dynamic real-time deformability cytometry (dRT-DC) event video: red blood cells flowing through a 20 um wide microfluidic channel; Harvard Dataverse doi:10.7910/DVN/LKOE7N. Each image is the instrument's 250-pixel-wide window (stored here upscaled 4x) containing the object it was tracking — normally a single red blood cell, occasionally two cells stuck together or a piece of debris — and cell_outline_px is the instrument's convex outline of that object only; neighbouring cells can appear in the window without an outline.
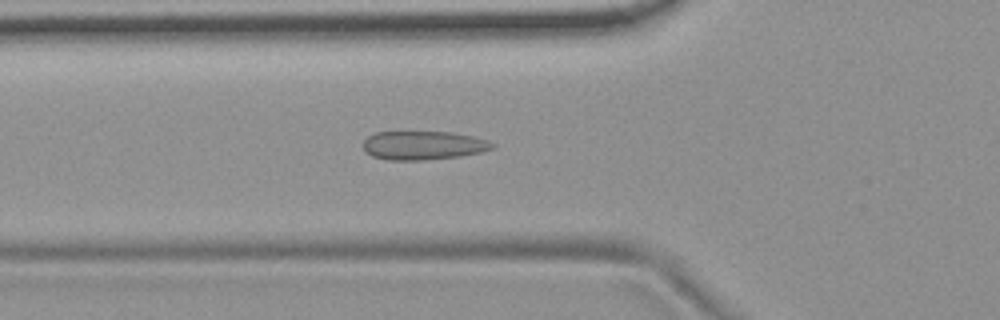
{"species": "common noctule bat (a hibernating species)", "species_latin": "Nyctalus noctula", "temperature_condition": "room temperature", "stored_images_in_passage": 51, "camera_frame_rate_fps": 3000, "um_per_image_px": 0.085, "animal": {"sex": "female", "body_mass_g": 19.9}, "frame": {"image": 1, "passage_image": 16, "time_ms": 5.0, "image_size_px": [1000, 320], "cell_outline_px": [[496, 148], [480, 152], [460, 156], [424, 160], [388, 160], [372, 156], [364, 152], [364, 140], [368, 136], [376, 132], [452, 132], [472, 136], [488, 140], [496, 144]], "centroid_in_image_um": [35.99, 12.36], "position_along_channel_um": 89.8, "area_um2": 21.73}}
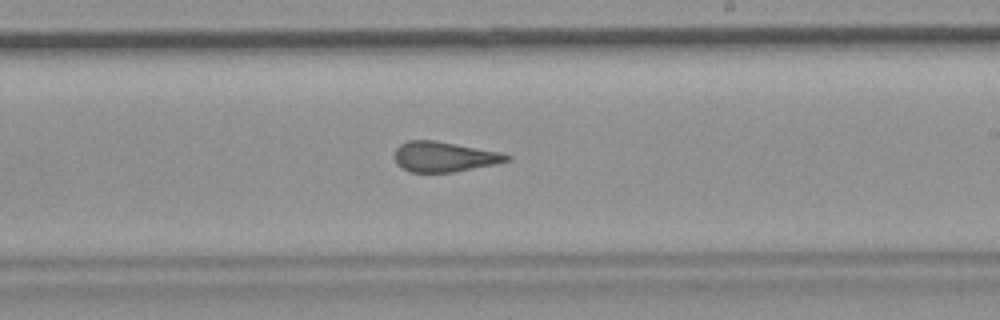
{"frame": {"image": 2, "passage_image": 29, "time_ms": 9.333, "image_size_px": [1000, 320], "cell_outline_px": [[512, 160], [500, 164], [452, 172], [412, 172], [396, 164], [396, 148], [400, 144], [408, 140], [436, 140], [500, 152], [512, 156]], "centroid_in_image_um": [37.82, 13.32], "position_along_channel_um": 251.2, "area_um2": 19.83}}
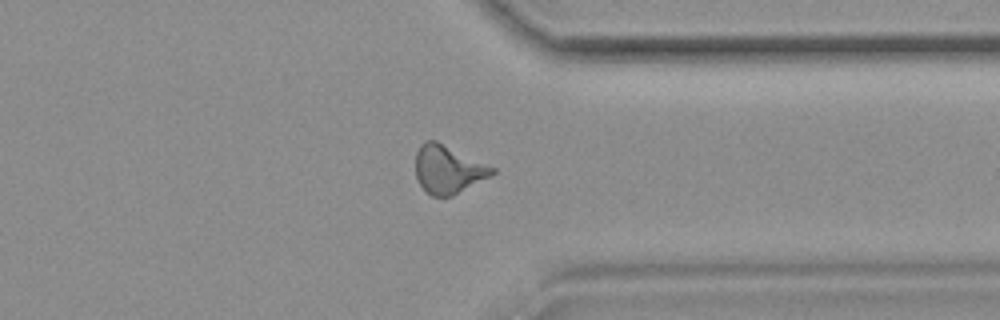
{"frame": {"image": 3, "passage_image": 39, "time_ms": 12.667, "image_size_px": [1000, 320], "cell_outline_px": [[496, 172], [492, 176], [452, 196], [432, 196], [420, 184], [416, 176], [416, 152], [420, 144], [424, 140], [436, 140], [496, 168]], "centroid_in_image_um": [38.1, 14.38], "position_along_channel_um": 373.3, "area_um2": 21.5}, "authors_computed_cell_mechanics": {"area_um2": 20.808, "velocity_mm_per_s": 3.7283, "shape_relaxation_time_tau1_ms": null, "shape_relaxation_time_tau2_ms": 1.4638, "deformation_change_tau1": null, "deformation_change_tau2": 0.0915}}